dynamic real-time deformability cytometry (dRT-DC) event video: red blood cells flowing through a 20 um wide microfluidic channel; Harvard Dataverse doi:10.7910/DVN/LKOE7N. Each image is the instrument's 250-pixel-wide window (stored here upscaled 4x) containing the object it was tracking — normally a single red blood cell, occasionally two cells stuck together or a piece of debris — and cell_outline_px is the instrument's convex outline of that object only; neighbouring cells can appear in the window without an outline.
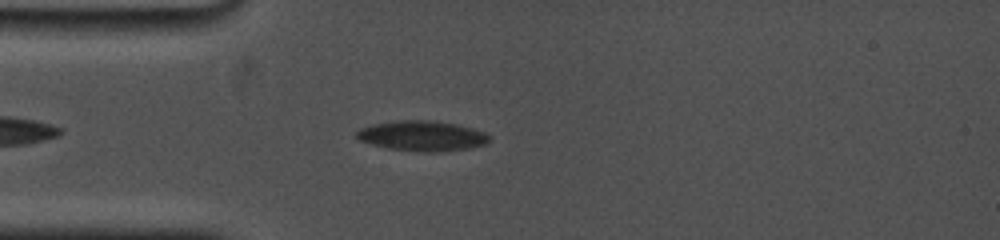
{"species": "common noctule bat (a hibernating species)", "species_latin": "Nyctalus noctula", "temperature_condition": "cold", "stored_images_in_passage": 13, "camera_frame_rate_fps": 5000, "um_per_image_px": 0.085, "animal": {"sex": "female", "body_mass_g": 19.0, "forearm_length_mm": 53.3}, "frame": {"image": 1, "passage_image": 8, "time_ms": 1.8, "image_size_px": [1000, 240], "cell_outline_px": [[492, 140], [484, 144], [468, 148], [440, 152], [432, 152], [388, 148], [372, 144], [360, 140], [356, 136], [356, 132], [360, 128], [372, 124], [400, 120], [432, 120], [456, 124], [472, 128], [484, 132], [492, 136]], "centroid_in_image_um": [35.91, 11.54], "position_along_channel_um": 49.1, "area_um2": 23.24}}